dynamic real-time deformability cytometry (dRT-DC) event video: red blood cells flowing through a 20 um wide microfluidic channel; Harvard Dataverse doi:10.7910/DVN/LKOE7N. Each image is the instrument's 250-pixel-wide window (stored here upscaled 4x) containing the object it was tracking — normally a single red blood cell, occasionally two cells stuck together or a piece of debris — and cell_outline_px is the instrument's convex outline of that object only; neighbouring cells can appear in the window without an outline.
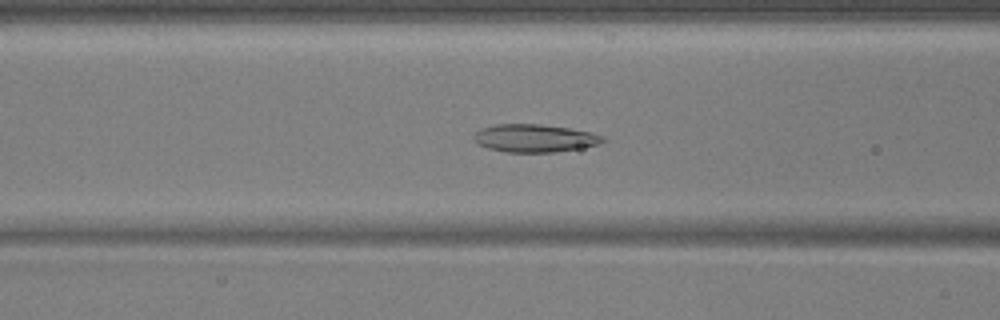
{"species": "common noctule bat (a hibernating species)", "species_latin": "Nyctalus noctula", "temperature_condition": "warm", "stored_images_in_passage": 54, "camera_frame_rate_fps": 3000, "um_per_image_px": 0.085, "animal": {"sex": "male", "body_mass_g": 17.9, "forearm_length_mm": 54.2}, "frame": {"image": 1, "passage_image": 21, "time_ms": 6.667, "image_size_px": [1000, 320], "cell_outline_px": [[608, 140], [600, 144], [580, 148], [556, 152], [504, 152], [488, 148], [480, 144], [472, 136], [480, 128], [496, 124], [540, 124], [568, 128], [588, 132], [604, 136]], "centroid_in_image_um": [45.46, 11.75], "position_along_channel_um": 121.1, "area_um2": 20.92}}
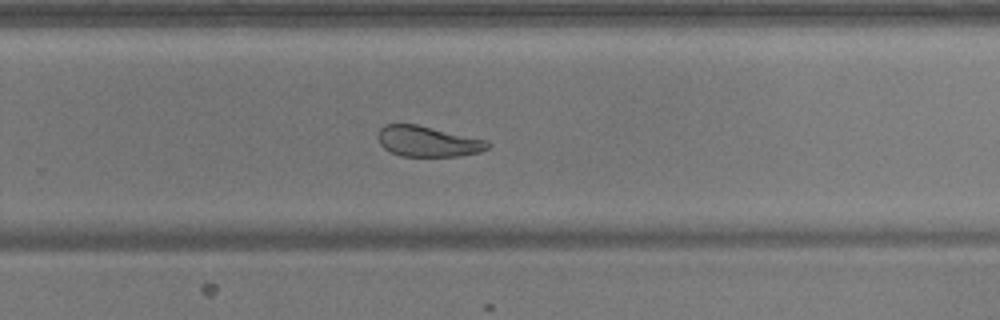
{"frame": {"image": 2, "passage_image": 35, "time_ms": 11.333, "image_size_px": [1000, 320], "cell_outline_px": [[492, 144], [488, 148], [480, 152], [456, 156], [400, 156], [384, 148], [380, 144], [376, 136], [380, 128], [384, 124], [416, 124], [488, 140]], "centroid_in_image_um": [36.36, 12.01], "position_along_channel_um": 293.4, "area_um2": 19.65}}
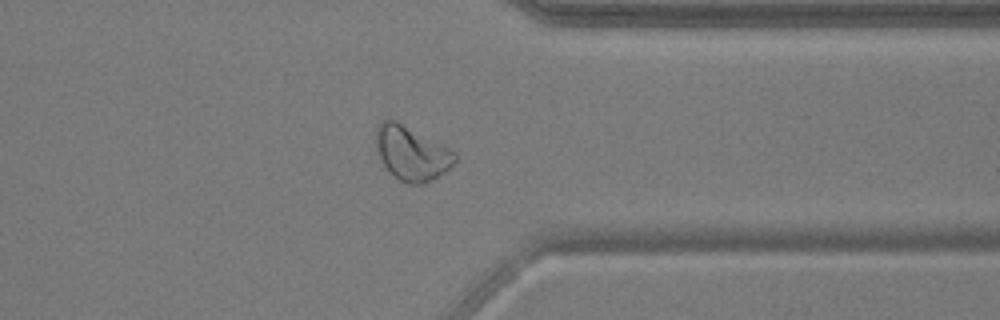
{"frame": {"image": 3, "passage_image": 42, "time_ms": 13.667, "image_size_px": [1000, 320], "cell_outline_px": [[456, 160], [444, 172], [432, 180], [424, 184], [408, 184], [400, 180], [380, 160], [376, 152], [376, 128], [388, 116], [396, 120], [456, 152]], "centroid_in_image_um": [34.96, 13.0], "position_along_channel_um": 376.4, "area_um2": 24.68}, "authors_computed_cell_mechanics": {"area_um2": 22.9466, "velocity_mm_per_s": 3.6941, "shape_relaxation_time_tau1_ms": 7.414, "shape_relaxation_time_tau2_ms": 2.1732, "deformation_change_tau1": 0.1514, "deformation_change_tau2": 0.0673}}